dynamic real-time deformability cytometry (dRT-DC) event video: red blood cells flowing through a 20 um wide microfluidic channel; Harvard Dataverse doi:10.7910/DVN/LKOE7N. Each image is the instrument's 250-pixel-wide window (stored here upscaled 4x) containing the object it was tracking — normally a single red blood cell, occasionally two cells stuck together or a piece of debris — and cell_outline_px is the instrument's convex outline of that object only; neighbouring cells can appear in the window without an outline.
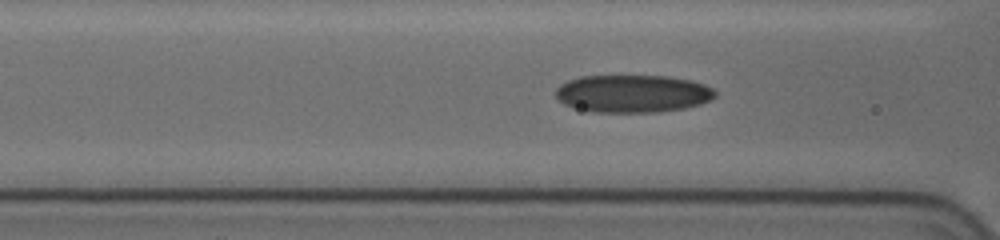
{"species": "human", "species_latin": "Homo sapiens", "temperature_condition": "cold", "stored_images_in_passage": 30, "camera_frame_rate_fps": 3000, "um_per_image_px": 0.085, "donor": {"sex": "female"}, "frame": {"image": 1, "passage_image": 5, "time_ms": 1.333, "image_size_px": [1000, 240], "cell_outline_px": [[716, 96], [712, 100], [700, 104], [684, 108], [660, 112], [592, 112], [572, 108], [556, 100], [556, 88], [560, 84], [568, 80], [580, 76], [668, 76], [692, 80], [704, 84], [712, 88], [716, 92]], "centroid_in_image_um": [53.76, 7.96], "position_along_channel_um": 112.8, "area_um2": 35.43}}
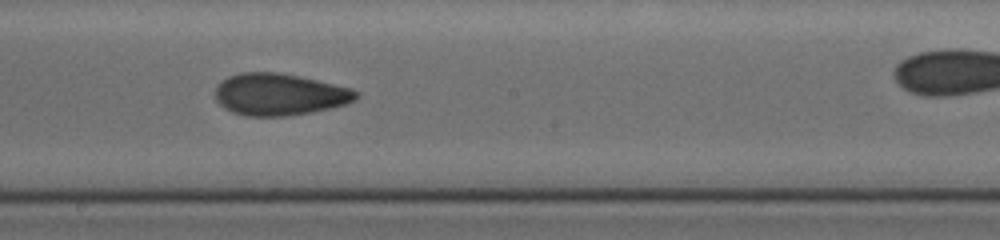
{"frame": {"image": 2, "passage_image": 15, "time_ms": 4.333, "image_size_px": [1000, 240], "cell_outline_px": [[360, 92], [356, 100], [344, 104], [312, 112], [284, 116], [244, 116], [232, 112], [224, 108], [216, 100], [216, 84], [228, 76], [240, 72], [280, 72], [300, 76], [352, 88]], "centroid_in_image_um": [23.74, 8.01], "position_along_channel_um": 224.5, "area_um2": 34.56}}
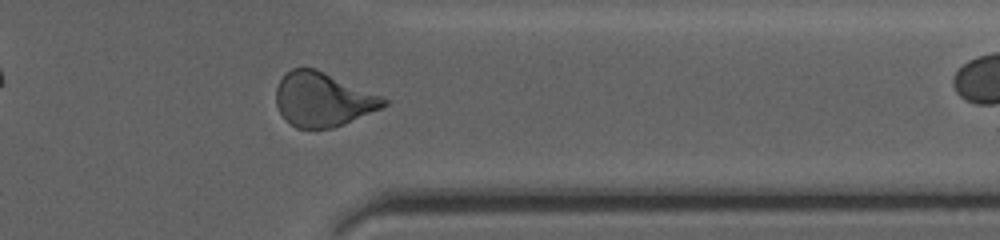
{"frame": {"image": 3, "passage_image": 27, "time_ms": 8.667, "image_size_px": [1000, 240], "cell_outline_px": [[388, 104], [380, 108], [344, 124], [332, 128], [296, 128], [284, 120], [276, 104], [276, 88], [280, 80], [292, 68], [316, 68], [384, 96], [388, 100]], "centroid_in_image_um": [27.45, 8.45], "position_along_channel_um": 384.0, "area_um2": 33.99}}